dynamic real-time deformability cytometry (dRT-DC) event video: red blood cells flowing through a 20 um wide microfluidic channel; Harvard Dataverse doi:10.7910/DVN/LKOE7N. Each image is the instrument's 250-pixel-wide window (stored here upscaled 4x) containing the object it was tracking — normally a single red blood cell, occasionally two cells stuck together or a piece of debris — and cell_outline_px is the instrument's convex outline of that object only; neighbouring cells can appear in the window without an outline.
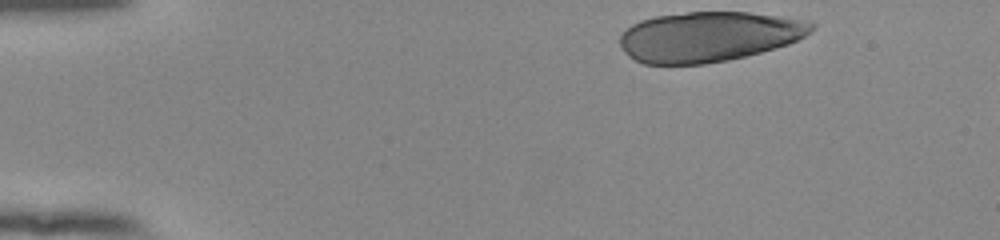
{"species": "human", "species_latin": "Homo sapiens", "temperature_condition": "room temperature", "stored_images_in_passage": 9, "camera_frame_rate_fps": 3000, "um_per_image_px": 0.085, "donor": {"sex": "female"}, "frame": {"image": 1, "passage_image": 1, "time_ms": 0.0, "image_size_px": [1000, 240], "cell_outline_px": [[816, 28], [804, 36], [788, 44], [760, 52], [728, 60], [704, 64], [644, 64], [628, 56], [624, 52], [620, 44], [620, 36], [632, 24], [640, 20], [656, 16], [688, 12], [748, 12], [812, 20], [816, 24]], "centroid_in_image_um": [60.27, 3.1], "position_along_channel_um": 24.7, "area_um2": 56.01}}